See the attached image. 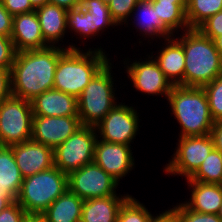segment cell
Wrapping results in <instances>:
<instances>
[{"mask_svg":"<svg viewBox=\"0 0 222 222\" xmlns=\"http://www.w3.org/2000/svg\"><path fill=\"white\" fill-rule=\"evenodd\" d=\"M175 37L165 39L166 43L154 60L172 85L184 86L185 53L182 44Z\"/></svg>","mask_w":222,"mask_h":222,"instance_id":"cell-19","label":"cell"},{"mask_svg":"<svg viewBox=\"0 0 222 222\" xmlns=\"http://www.w3.org/2000/svg\"><path fill=\"white\" fill-rule=\"evenodd\" d=\"M155 217L143 203L130 195L119 209L117 222H151Z\"/></svg>","mask_w":222,"mask_h":222,"instance_id":"cell-29","label":"cell"},{"mask_svg":"<svg viewBox=\"0 0 222 222\" xmlns=\"http://www.w3.org/2000/svg\"><path fill=\"white\" fill-rule=\"evenodd\" d=\"M138 3V0H111L108 8L112 19L119 26L128 24L127 19L132 16V12ZM124 22V23H123Z\"/></svg>","mask_w":222,"mask_h":222,"instance_id":"cell-32","label":"cell"},{"mask_svg":"<svg viewBox=\"0 0 222 222\" xmlns=\"http://www.w3.org/2000/svg\"><path fill=\"white\" fill-rule=\"evenodd\" d=\"M167 100L181 127L179 137L210 134L215 121L211 117L203 88L173 85Z\"/></svg>","mask_w":222,"mask_h":222,"instance_id":"cell-4","label":"cell"},{"mask_svg":"<svg viewBox=\"0 0 222 222\" xmlns=\"http://www.w3.org/2000/svg\"><path fill=\"white\" fill-rule=\"evenodd\" d=\"M11 40L16 52L47 48L36 11L13 16Z\"/></svg>","mask_w":222,"mask_h":222,"instance_id":"cell-17","label":"cell"},{"mask_svg":"<svg viewBox=\"0 0 222 222\" xmlns=\"http://www.w3.org/2000/svg\"><path fill=\"white\" fill-rule=\"evenodd\" d=\"M31 107L33 116H78L77 98L55 89L39 94L31 101Z\"/></svg>","mask_w":222,"mask_h":222,"instance_id":"cell-18","label":"cell"},{"mask_svg":"<svg viewBox=\"0 0 222 222\" xmlns=\"http://www.w3.org/2000/svg\"><path fill=\"white\" fill-rule=\"evenodd\" d=\"M154 0H138V2H153Z\"/></svg>","mask_w":222,"mask_h":222,"instance_id":"cell-50","label":"cell"},{"mask_svg":"<svg viewBox=\"0 0 222 222\" xmlns=\"http://www.w3.org/2000/svg\"><path fill=\"white\" fill-rule=\"evenodd\" d=\"M22 222H47V221L42 215L27 214Z\"/></svg>","mask_w":222,"mask_h":222,"instance_id":"cell-43","label":"cell"},{"mask_svg":"<svg viewBox=\"0 0 222 222\" xmlns=\"http://www.w3.org/2000/svg\"><path fill=\"white\" fill-rule=\"evenodd\" d=\"M67 49L59 58L53 89L78 98L94 76L110 61L103 48L86 52ZM104 51V52H103Z\"/></svg>","mask_w":222,"mask_h":222,"instance_id":"cell-3","label":"cell"},{"mask_svg":"<svg viewBox=\"0 0 222 222\" xmlns=\"http://www.w3.org/2000/svg\"><path fill=\"white\" fill-rule=\"evenodd\" d=\"M14 201H17V199L11 194L9 190L0 189V211L5 209Z\"/></svg>","mask_w":222,"mask_h":222,"instance_id":"cell-40","label":"cell"},{"mask_svg":"<svg viewBox=\"0 0 222 222\" xmlns=\"http://www.w3.org/2000/svg\"><path fill=\"white\" fill-rule=\"evenodd\" d=\"M126 69L128 78L138 91L151 94V96H165V98L170 94L173 85L165 77L158 63L154 60V56L149 55L148 60L146 58V61L142 62L134 60L132 64L126 65Z\"/></svg>","mask_w":222,"mask_h":222,"instance_id":"cell-14","label":"cell"},{"mask_svg":"<svg viewBox=\"0 0 222 222\" xmlns=\"http://www.w3.org/2000/svg\"><path fill=\"white\" fill-rule=\"evenodd\" d=\"M219 11H222V0H188L186 20L189 29H197Z\"/></svg>","mask_w":222,"mask_h":222,"instance_id":"cell-27","label":"cell"},{"mask_svg":"<svg viewBox=\"0 0 222 222\" xmlns=\"http://www.w3.org/2000/svg\"><path fill=\"white\" fill-rule=\"evenodd\" d=\"M184 32L176 37L185 53L184 86L203 88L222 74V58L214 41L198 29Z\"/></svg>","mask_w":222,"mask_h":222,"instance_id":"cell-2","label":"cell"},{"mask_svg":"<svg viewBox=\"0 0 222 222\" xmlns=\"http://www.w3.org/2000/svg\"><path fill=\"white\" fill-rule=\"evenodd\" d=\"M26 215L24 208L14 201L0 211V222H22Z\"/></svg>","mask_w":222,"mask_h":222,"instance_id":"cell-35","label":"cell"},{"mask_svg":"<svg viewBox=\"0 0 222 222\" xmlns=\"http://www.w3.org/2000/svg\"><path fill=\"white\" fill-rule=\"evenodd\" d=\"M131 145L96 140L94 162L118 182L135 165Z\"/></svg>","mask_w":222,"mask_h":222,"instance_id":"cell-15","label":"cell"},{"mask_svg":"<svg viewBox=\"0 0 222 222\" xmlns=\"http://www.w3.org/2000/svg\"><path fill=\"white\" fill-rule=\"evenodd\" d=\"M16 53L11 38L0 36V68L11 70Z\"/></svg>","mask_w":222,"mask_h":222,"instance_id":"cell-33","label":"cell"},{"mask_svg":"<svg viewBox=\"0 0 222 222\" xmlns=\"http://www.w3.org/2000/svg\"><path fill=\"white\" fill-rule=\"evenodd\" d=\"M32 6L37 9L38 7H41L44 4L48 3V0H30Z\"/></svg>","mask_w":222,"mask_h":222,"instance_id":"cell-45","label":"cell"},{"mask_svg":"<svg viewBox=\"0 0 222 222\" xmlns=\"http://www.w3.org/2000/svg\"><path fill=\"white\" fill-rule=\"evenodd\" d=\"M111 65L109 61L77 98L78 116L82 126L95 127L117 105Z\"/></svg>","mask_w":222,"mask_h":222,"instance_id":"cell-6","label":"cell"},{"mask_svg":"<svg viewBox=\"0 0 222 222\" xmlns=\"http://www.w3.org/2000/svg\"><path fill=\"white\" fill-rule=\"evenodd\" d=\"M213 41L215 43L217 51L219 52V54L222 58V35L216 37Z\"/></svg>","mask_w":222,"mask_h":222,"instance_id":"cell-44","label":"cell"},{"mask_svg":"<svg viewBox=\"0 0 222 222\" xmlns=\"http://www.w3.org/2000/svg\"><path fill=\"white\" fill-rule=\"evenodd\" d=\"M49 4L57 5L65 10H70L72 8L79 7L80 5L76 0H48Z\"/></svg>","mask_w":222,"mask_h":222,"instance_id":"cell-42","label":"cell"},{"mask_svg":"<svg viewBox=\"0 0 222 222\" xmlns=\"http://www.w3.org/2000/svg\"><path fill=\"white\" fill-rule=\"evenodd\" d=\"M13 16L4 8L0 0V36L11 37Z\"/></svg>","mask_w":222,"mask_h":222,"instance_id":"cell-37","label":"cell"},{"mask_svg":"<svg viewBox=\"0 0 222 222\" xmlns=\"http://www.w3.org/2000/svg\"><path fill=\"white\" fill-rule=\"evenodd\" d=\"M179 142V143H178ZM174 156L164 167L166 174L181 175L189 179L214 149L210 134L205 136L179 137Z\"/></svg>","mask_w":222,"mask_h":222,"instance_id":"cell-9","label":"cell"},{"mask_svg":"<svg viewBox=\"0 0 222 222\" xmlns=\"http://www.w3.org/2000/svg\"><path fill=\"white\" fill-rule=\"evenodd\" d=\"M171 210L178 222H222L217 214L198 213L189 209L184 203L176 204Z\"/></svg>","mask_w":222,"mask_h":222,"instance_id":"cell-31","label":"cell"},{"mask_svg":"<svg viewBox=\"0 0 222 222\" xmlns=\"http://www.w3.org/2000/svg\"><path fill=\"white\" fill-rule=\"evenodd\" d=\"M135 11V12H134ZM135 14L137 19V25L139 28L140 34L142 37L146 35L145 38L150 37L154 40L153 37H161L165 40L174 35L162 24L159 16H157L156 10L152 6V2H138L132 12ZM148 35V36H147Z\"/></svg>","mask_w":222,"mask_h":222,"instance_id":"cell-24","label":"cell"},{"mask_svg":"<svg viewBox=\"0 0 222 222\" xmlns=\"http://www.w3.org/2000/svg\"><path fill=\"white\" fill-rule=\"evenodd\" d=\"M139 113L134 107L117 104L95 126L97 138L108 143L130 145L139 131Z\"/></svg>","mask_w":222,"mask_h":222,"instance_id":"cell-11","label":"cell"},{"mask_svg":"<svg viewBox=\"0 0 222 222\" xmlns=\"http://www.w3.org/2000/svg\"><path fill=\"white\" fill-rule=\"evenodd\" d=\"M101 1L106 5H108L111 2V0H101Z\"/></svg>","mask_w":222,"mask_h":222,"instance_id":"cell-49","label":"cell"},{"mask_svg":"<svg viewBox=\"0 0 222 222\" xmlns=\"http://www.w3.org/2000/svg\"><path fill=\"white\" fill-rule=\"evenodd\" d=\"M96 128L82 126L66 141L54 149V166L65 174L94 162Z\"/></svg>","mask_w":222,"mask_h":222,"instance_id":"cell-8","label":"cell"},{"mask_svg":"<svg viewBox=\"0 0 222 222\" xmlns=\"http://www.w3.org/2000/svg\"><path fill=\"white\" fill-rule=\"evenodd\" d=\"M83 201L67 189L41 215L47 222H81Z\"/></svg>","mask_w":222,"mask_h":222,"instance_id":"cell-23","label":"cell"},{"mask_svg":"<svg viewBox=\"0 0 222 222\" xmlns=\"http://www.w3.org/2000/svg\"><path fill=\"white\" fill-rule=\"evenodd\" d=\"M214 148L222 153V120L215 121L210 131Z\"/></svg>","mask_w":222,"mask_h":222,"instance_id":"cell-39","label":"cell"},{"mask_svg":"<svg viewBox=\"0 0 222 222\" xmlns=\"http://www.w3.org/2000/svg\"><path fill=\"white\" fill-rule=\"evenodd\" d=\"M217 215H218V217L221 219V221H222V205H221V207H220V209H219V212L217 213Z\"/></svg>","mask_w":222,"mask_h":222,"instance_id":"cell-47","label":"cell"},{"mask_svg":"<svg viewBox=\"0 0 222 222\" xmlns=\"http://www.w3.org/2000/svg\"><path fill=\"white\" fill-rule=\"evenodd\" d=\"M59 46L16 53L11 67V93L13 96L31 102L39 94L53 89L60 56L67 49H78L75 44H69L68 47L63 45L65 48Z\"/></svg>","mask_w":222,"mask_h":222,"instance_id":"cell-1","label":"cell"},{"mask_svg":"<svg viewBox=\"0 0 222 222\" xmlns=\"http://www.w3.org/2000/svg\"><path fill=\"white\" fill-rule=\"evenodd\" d=\"M206 92L209 110L214 121L222 120V74L203 87Z\"/></svg>","mask_w":222,"mask_h":222,"instance_id":"cell-30","label":"cell"},{"mask_svg":"<svg viewBox=\"0 0 222 222\" xmlns=\"http://www.w3.org/2000/svg\"><path fill=\"white\" fill-rule=\"evenodd\" d=\"M129 196L112 195L84 200L81 222H117L119 209Z\"/></svg>","mask_w":222,"mask_h":222,"instance_id":"cell-22","label":"cell"},{"mask_svg":"<svg viewBox=\"0 0 222 222\" xmlns=\"http://www.w3.org/2000/svg\"><path fill=\"white\" fill-rule=\"evenodd\" d=\"M31 102L11 95L0 102V144L11 146L31 140Z\"/></svg>","mask_w":222,"mask_h":222,"instance_id":"cell-7","label":"cell"},{"mask_svg":"<svg viewBox=\"0 0 222 222\" xmlns=\"http://www.w3.org/2000/svg\"><path fill=\"white\" fill-rule=\"evenodd\" d=\"M203 35L214 40L222 35V11L212 15L197 28Z\"/></svg>","mask_w":222,"mask_h":222,"instance_id":"cell-34","label":"cell"},{"mask_svg":"<svg viewBox=\"0 0 222 222\" xmlns=\"http://www.w3.org/2000/svg\"><path fill=\"white\" fill-rule=\"evenodd\" d=\"M162 24L173 33L180 30H188L189 26L186 20L187 4H175L174 2H152Z\"/></svg>","mask_w":222,"mask_h":222,"instance_id":"cell-26","label":"cell"},{"mask_svg":"<svg viewBox=\"0 0 222 222\" xmlns=\"http://www.w3.org/2000/svg\"><path fill=\"white\" fill-rule=\"evenodd\" d=\"M191 189V199L184 204L198 213L217 214L222 205V185L187 181Z\"/></svg>","mask_w":222,"mask_h":222,"instance_id":"cell-21","label":"cell"},{"mask_svg":"<svg viewBox=\"0 0 222 222\" xmlns=\"http://www.w3.org/2000/svg\"><path fill=\"white\" fill-rule=\"evenodd\" d=\"M40 22L42 36L49 46L64 38L67 32V10L53 4H44L35 9Z\"/></svg>","mask_w":222,"mask_h":222,"instance_id":"cell-20","label":"cell"},{"mask_svg":"<svg viewBox=\"0 0 222 222\" xmlns=\"http://www.w3.org/2000/svg\"><path fill=\"white\" fill-rule=\"evenodd\" d=\"M23 178L54 166V149L33 140L11 145Z\"/></svg>","mask_w":222,"mask_h":222,"instance_id":"cell-16","label":"cell"},{"mask_svg":"<svg viewBox=\"0 0 222 222\" xmlns=\"http://www.w3.org/2000/svg\"><path fill=\"white\" fill-rule=\"evenodd\" d=\"M11 95V70L0 68V102Z\"/></svg>","mask_w":222,"mask_h":222,"instance_id":"cell-38","label":"cell"},{"mask_svg":"<svg viewBox=\"0 0 222 222\" xmlns=\"http://www.w3.org/2000/svg\"><path fill=\"white\" fill-rule=\"evenodd\" d=\"M151 222H178V219L174 212L170 209L165 210L156 217Z\"/></svg>","mask_w":222,"mask_h":222,"instance_id":"cell-41","label":"cell"},{"mask_svg":"<svg viewBox=\"0 0 222 222\" xmlns=\"http://www.w3.org/2000/svg\"><path fill=\"white\" fill-rule=\"evenodd\" d=\"M87 0H76V2L81 6L83 3H85Z\"/></svg>","mask_w":222,"mask_h":222,"instance_id":"cell-48","label":"cell"},{"mask_svg":"<svg viewBox=\"0 0 222 222\" xmlns=\"http://www.w3.org/2000/svg\"><path fill=\"white\" fill-rule=\"evenodd\" d=\"M4 8L12 15L32 12L35 8L30 0H2Z\"/></svg>","mask_w":222,"mask_h":222,"instance_id":"cell-36","label":"cell"},{"mask_svg":"<svg viewBox=\"0 0 222 222\" xmlns=\"http://www.w3.org/2000/svg\"><path fill=\"white\" fill-rule=\"evenodd\" d=\"M186 180L222 185V153L214 148L198 170Z\"/></svg>","mask_w":222,"mask_h":222,"instance_id":"cell-28","label":"cell"},{"mask_svg":"<svg viewBox=\"0 0 222 222\" xmlns=\"http://www.w3.org/2000/svg\"><path fill=\"white\" fill-rule=\"evenodd\" d=\"M68 189V175L56 166L23 178L17 202L27 214L41 215Z\"/></svg>","mask_w":222,"mask_h":222,"instance_id":"cell-5","label":"cell"},{"mask_svg":"<svg viewBox=\"0 0 222 222\" xmlns=\"http://www.w3.org/2000/svg\"><path fill=\"white\" fill-rule=\"evenodd\" d=\"M81 127L79 116H33L31 140L55 149Z\"/></svg>","mask_w":222,"mask_h":222,"instance_id":"cell-13","label":"cell"},{"mask_svg":"<svg viewBox=\"0 0 222 222\" xmlns=\"http://www.w3.org/2000/svg\"><path fill=\"white\" fill-rule=\"evenodd\" d=\"M67 29L80 35V39L93 38L105 28L118 26L112 19L108 5L101 0H87L67 12ZM93 36V37H92Z\"/></svg>","mask_w":222,"mask_h":222,"instance_id":"cell-12","label":"cell"},{"mask_svg":"<svg viewBox=\"0 0 222 222\" xmlns=\"http://www.w3.org/2000/svg\"><path fill=\"white\" fill-rule=\"evenodd\" d=\"M23 177L17 166L11 146L0 147V189L9 190L17 199Z\"/></svg>","mask_w":222,"mask_h":222,"instance_id":"cell-25","label":"cell"},{"mask_svg":"<svg viewBox=\"0 0 222 222\" xmlns=\"http://www.w3.org/2000/svg\"><path fill=\"white\" fill-rule=\"evenodd\" d=\"M119 182L95 162L68 175V189L83 200L117 195Z\"/></svg>","mask_w":222,"mask_h":222,"instance_id":"cell-10","label":"cell"},{"mask_svg":"<svg viewBox=\"0 0 222 222\" xmlns=\"http://www.w3.org/2000/svg\"><path fill=\"white\" fill-rule=\"evenodd\" d=\"M153 2H174L175 4H188V0H154Z\"/></svg>","mask_w":222,"mask_h":222,"instance_id":"cell-46","label":"cell"}]
</instances>
